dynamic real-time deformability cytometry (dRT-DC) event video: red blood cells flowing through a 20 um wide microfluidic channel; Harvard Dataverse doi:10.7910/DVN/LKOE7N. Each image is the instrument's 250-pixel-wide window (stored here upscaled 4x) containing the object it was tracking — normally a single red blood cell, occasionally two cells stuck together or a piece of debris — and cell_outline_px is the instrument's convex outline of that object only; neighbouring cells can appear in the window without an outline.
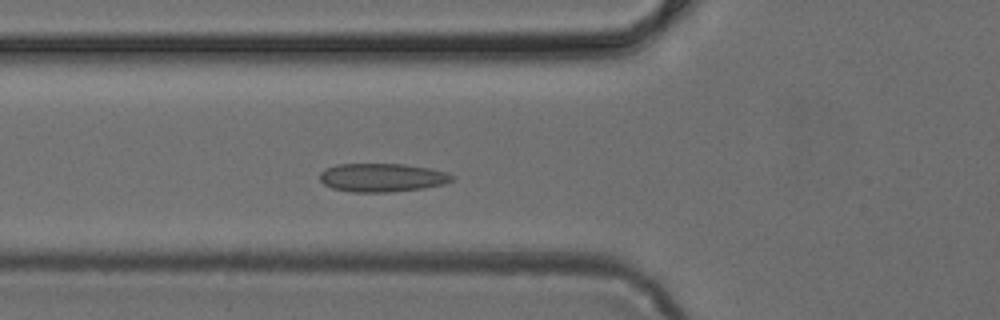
{"species": "common noctule bat (a hibernating species)", "species_latin": "Nyctalus noctula", "temperature_condition": "cold", "stored_images_in_passage": 40, "camera_frame_rate_fps": 3000, "um_per_image_px": 0.085, "animal": {"sex": "female", "body_mass_g": 24.6, "forearm_length_mm": 56.2}, "frame": {"image": 1, "passage_image": 9, "time_ms": 2.667, "image_size_px": [1000, 320], "cell_outline_px": [[456, 176], [452, 180], [444, 184], [424, 188], [392, 192], [352, 192], [332, 188], [324, 184], [320, 180], [320, 172], [324, 168], [336, 164], [404, 164], [428, 168], [444, 172]], "centroid_in_image_um": [32.45, 15.09], "position_along_channel_um": 93.3, "area_um2": 22.02}}
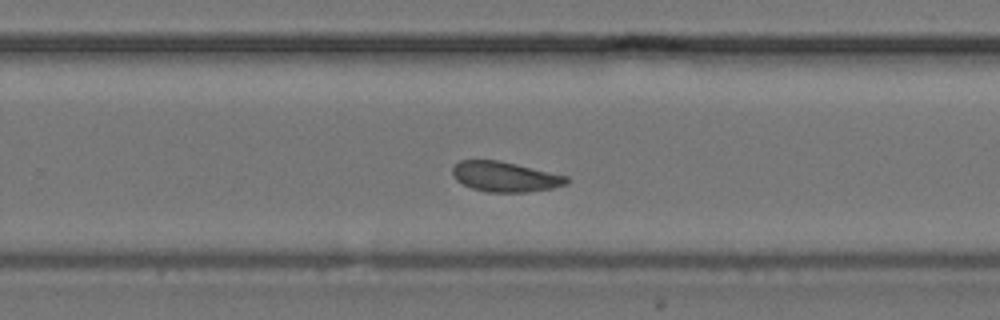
{"frame": {"image": 2, "passage_image": 23, "time_ms": 7.333, "image_size_px": [1000, 320], "cell_outline_px": [[568, 184], [552, 188], [528, 192], [488, 192], [472, 188], [456, 180], [452, 176], [452, 168], [460, 160], [500, 160], [568, 176]], "centroid_in_image_um": [42.93, 15.02], "position_along_channel_um": 286.9, "area_um2": 20.06}}
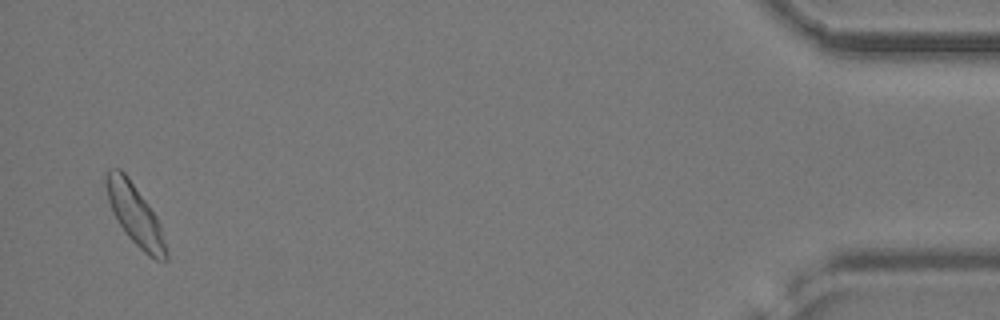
{"frame": {"image": 3, "passage_image": 39, "time_ms": 12.667, "image_size_px": [1000, 320], "cell_outline_px": [[168, 260], [156, 260], [148, 256], [124, 232], [112, 212], [108, 200], [104, 176], [108, 168], [120, 168], [128, 176], [148, 204], [156, 216], [160, 224], [168, 252]], "centroid_in_image_um": [11.47, 18.23], "position_along_channel_um": 423.7, "area_um2": 21.21}}